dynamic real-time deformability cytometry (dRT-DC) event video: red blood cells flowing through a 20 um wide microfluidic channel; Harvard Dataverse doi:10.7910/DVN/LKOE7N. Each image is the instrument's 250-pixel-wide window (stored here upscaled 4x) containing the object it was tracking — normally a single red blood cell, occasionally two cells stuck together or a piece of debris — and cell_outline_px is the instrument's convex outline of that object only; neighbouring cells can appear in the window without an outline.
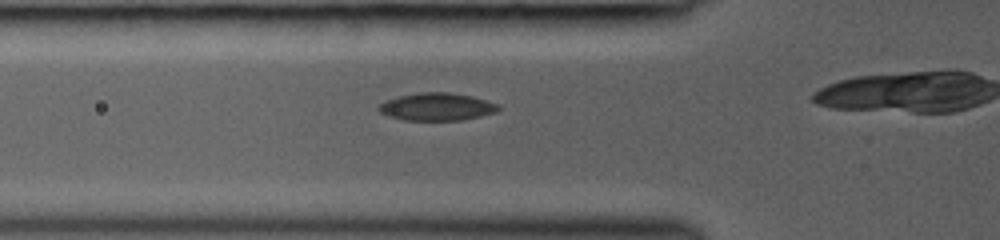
{"species": "common noctule bat (a hibernating species)", "species_latin": "Nyctalus noctula", "temperature_condition": "room temperature", "stored_images_in_passage": 28, "camera_frame_rate_fps": 3000, "um_per_image_px": 0.085, "animal": {"sex": "female", "body_mass_g": 19.0, "forearm_length_mm": 53.3}, "frame": {"image": 1, "passage_image": 4, "time_ms": 1.0, "image_size_px": [1000, 240], "cell_outline_px": [[500, 108], [496, 112], [480, 116], [460, 120], [404, 120], [388, 116], [380, 112], [376, 108], [380, 104], [388, 100], [400, 96], [420, 92], [448, 92], [472, 96], [500, 104]], "centroid_in_image_um": [37.15, 9.07], "position_along_channel_um": 88.7, "area_um2": 19.19}}
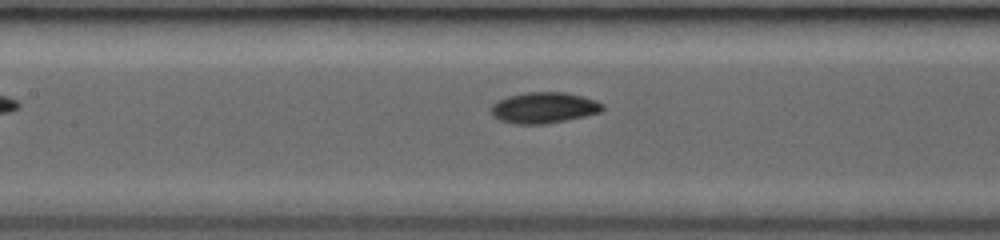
{"frame": {"image": 2, "passage_image": 10, "time_ms": 2.667, "image_size_px": [1000, 240], "cell_outline_px": [[604, 108], [600, 112], [584, 116], [544, 124], [516, 124], [500, 120], [492, 116], [492, 104], [508, 96], [524, 92], [564, 92], [596, 100], [604, 104]], "centroid_in_image_um": [46.23, 9.15], "position_along_channel_um": 161.2, "area_um2": 19.94}}
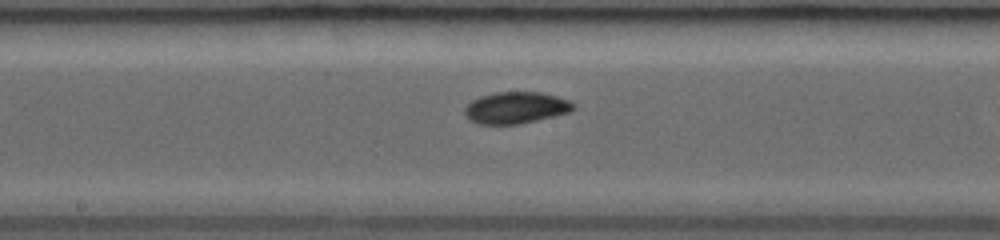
{"frame": {"image": 3, "passage_image": 15, "time_ms": 3.667, "image_size_px": [1000, 240], "cell_outline_px": [[576, 108], [568, 112], [520, 124], [476, 124], [468, 120], [464, 112], [464, 108], [472, 100], [480, 96], [496, 92], [540, 92], [556, 96], [568, 100], [576, 104]], "centroid_in_image_um": [43.82, 9.16], "position_along_channel_um": 204.4, "area_um2": 20.06}}